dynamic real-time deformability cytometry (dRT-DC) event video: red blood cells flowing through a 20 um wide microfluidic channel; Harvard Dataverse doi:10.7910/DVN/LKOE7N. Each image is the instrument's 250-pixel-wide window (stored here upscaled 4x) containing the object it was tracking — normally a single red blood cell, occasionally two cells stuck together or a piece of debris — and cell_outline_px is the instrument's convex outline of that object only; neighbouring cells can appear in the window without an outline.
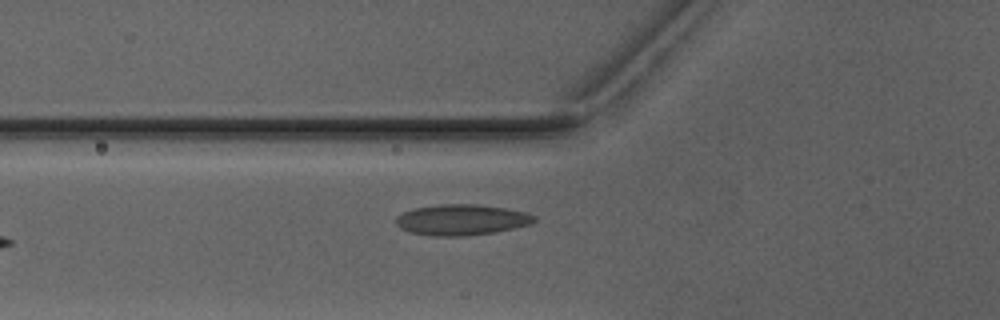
{"species": "Egyptian fruit bat (a non-hibernating species)", "species_latin": "Rousettus aegyptiacus", "temperature_condition": "warm", "stored_images_in_passage": 5, "camera_frame_rate_fps": 3000, "um_per_image_px": 0.085, "animal": {"sex": "male"}, "frame": {"image": 1, "passage_image": 5, "time_ms": 5.0, "image_size_px": [1000, 320], "cell_outline_px": [[536, 220], [532, 224], [492, 232], [464, 236], [432, 236], [408, 232], [400, 228], [396, 224], [396, 216], [404, 212], [416, 208], [440, 204], [476, 204], [504, 208], [524, 212], [536, 216]], "centroid_in_image_um": [39.21, 18.68], "position_along_channel_um": 86.6, "area_um2": 24.68}}